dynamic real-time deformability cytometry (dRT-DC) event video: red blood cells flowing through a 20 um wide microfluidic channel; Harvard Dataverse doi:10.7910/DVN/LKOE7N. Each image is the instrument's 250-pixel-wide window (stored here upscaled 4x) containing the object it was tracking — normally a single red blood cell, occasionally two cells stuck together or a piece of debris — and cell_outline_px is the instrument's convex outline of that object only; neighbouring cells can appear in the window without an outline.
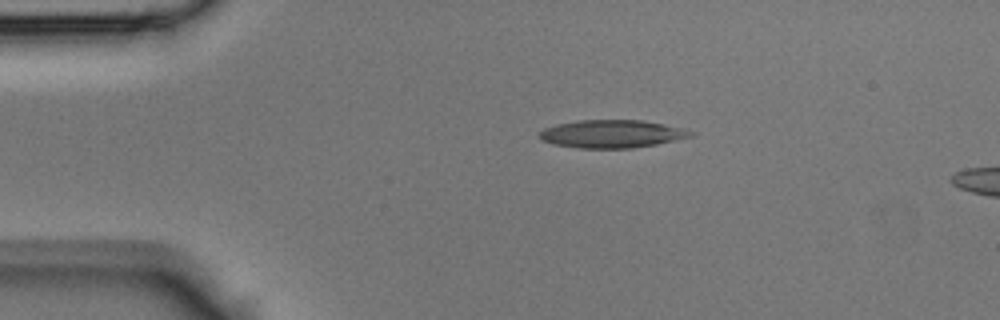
{"species": "Egyptian fruit bat (a non-hibernating species)", "species_latin": "Rousettus aegyptiacus", "temperature_condition": "room temperature", "stored_images_in_passage": 11, "camera_frame_rate_fps": 3000, "um_per_image_px": 0.085, "animal": {"sex": "male"}, "frame": {"image": 1, "passage_image": 7, "time_ms": 2.0, "image_size_px": [1000, 320], "cell_outline_px": [[696, 132], [692, 136], [656, 144], [632, 148], [580, 148], [552, 144], [544, 140], [540, 136], [540, 132], [544, 128], [556, 124], [580, 120], [644, 120], [664, 124]], "centroid_in_image_um": [52.01, 11.37], "position_along_channel_um": 33.0, "area_um2": 24.39}}